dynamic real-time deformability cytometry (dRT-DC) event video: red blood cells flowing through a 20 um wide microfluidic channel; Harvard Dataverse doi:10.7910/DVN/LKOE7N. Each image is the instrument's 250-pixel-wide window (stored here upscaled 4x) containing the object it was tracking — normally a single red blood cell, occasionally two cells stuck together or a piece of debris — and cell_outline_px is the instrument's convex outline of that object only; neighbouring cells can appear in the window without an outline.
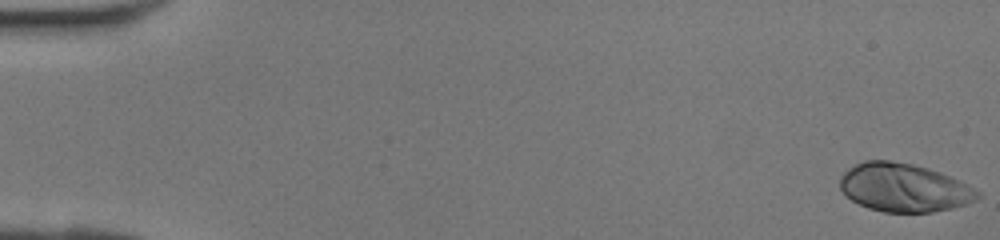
{"species": "human", "species_latin": "Homo sapiens", "temperature_condition": "room temperature", "stored_images_in_passage": 42, "camera_frame_rate_fps": 3000, "um_per_image_px": 0.085, "donor": {"sex": "female"}, "frame": {"image": 1, "passage_image": 1, "time_ms": 0.0, "image_size_px": [1000, 240], "cell_outline_px": [[980, 196], [976, 200], [952, 208], [932, 212], [884, 212], [868, 208], [852, 200], [840, 188], [840, 176], [848, 168], [864, 160], [888, 160], [912, 164], [928, 168], [940, 172], [968, 184], [980, 192]], "centroid_in_image_um": [76.83, 15.94], "position_along_channel_um": 8.2, "area_um2": 38.67}}
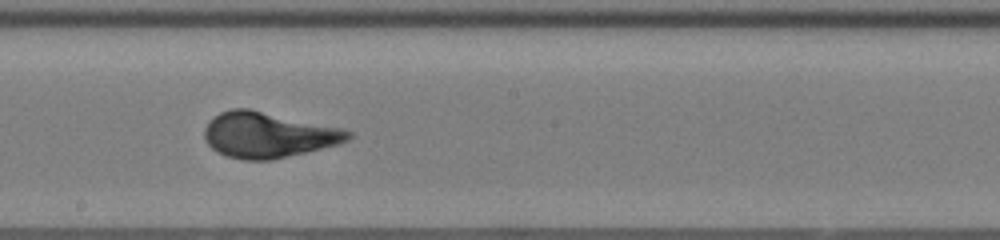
{"frame": {"image": 2, "passage_image": 24, "time_ms": 7.667, "image_size_px": [1000, 240], "cell_outline_px": [[352, 136], [348, 140], [340, 144], [272, 160], [244, 160], [228, 156], [216, 152], [204, 140], [204, 128], [208, 120], [220, 112], [232, 108], [248, 108], [344, 128], [352, 132]], "centroid_in_image_um": [22.78, 11.46], "position_along_channel_um": 225.4, "area_um2": 38.49}}
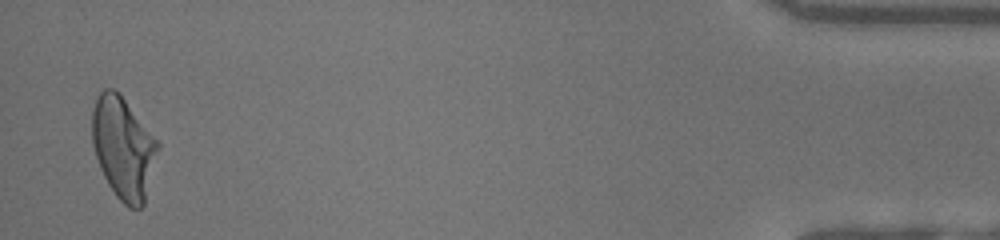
{"frame": {"image": 3, "passage_image": 41, "time_ms": 13.333, "image_size_px": [1000, 240], "cell_outline_px": [[160, 148], [144, 204], [140, 208], [128, 208], [116, 196], [108, 184], [100, 168], [92, 144], [92, 112], [96, 96], [104, 88], [112, 88], [120, 92], [160, 144]], "centroid_in_image_um": [10.48, 12.55], "position_along_channel_um": 424.7, "area_um2": 39.3}}